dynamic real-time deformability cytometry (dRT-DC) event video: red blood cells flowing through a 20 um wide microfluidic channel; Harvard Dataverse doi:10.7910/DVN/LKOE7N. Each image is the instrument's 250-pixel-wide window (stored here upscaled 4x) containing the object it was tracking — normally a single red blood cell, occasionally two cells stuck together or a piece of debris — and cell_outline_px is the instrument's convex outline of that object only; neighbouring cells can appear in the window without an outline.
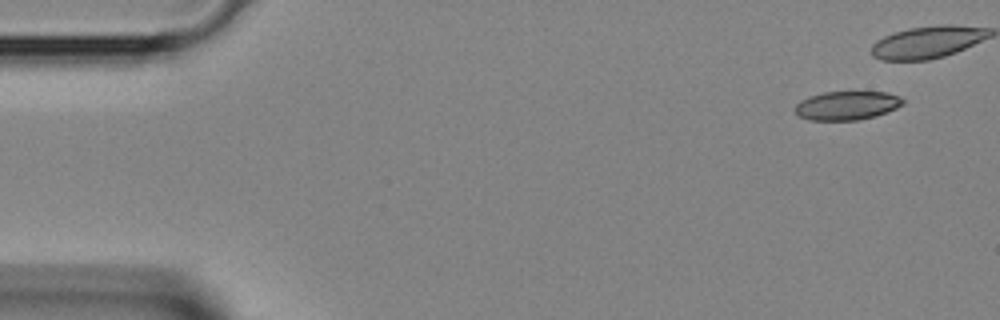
{"species": "Egyptian fruit bat (a non-hibernating species)", "species_latin": "Rousettus aegyptiacus", "temperature_condition": "room temperature", "stored_images_in_passage": 3, "segment_of_instrument_passage": [2, 2], "camera_frame_rate_fps": 3000, "um_per_image_px": 0.085, "animal": {"sex": "female"}, "frame": {"image": 1, "passage_image": 3, "time_ms": 0.667, "image_size_px": [1000, 320], "cell_outline_px": [[904, 104], [896, 108], [876, 116], [856, 120], [808, 120], [800, 116], [796, 112], [796, 104], [800, 100], [824, 92], [888, 92], [900, 96], [904, 100]], "centroid_in_image_um": [72.02, 8.97], "position_along_channel_um": 13.0, "area_um2": 17.98}}